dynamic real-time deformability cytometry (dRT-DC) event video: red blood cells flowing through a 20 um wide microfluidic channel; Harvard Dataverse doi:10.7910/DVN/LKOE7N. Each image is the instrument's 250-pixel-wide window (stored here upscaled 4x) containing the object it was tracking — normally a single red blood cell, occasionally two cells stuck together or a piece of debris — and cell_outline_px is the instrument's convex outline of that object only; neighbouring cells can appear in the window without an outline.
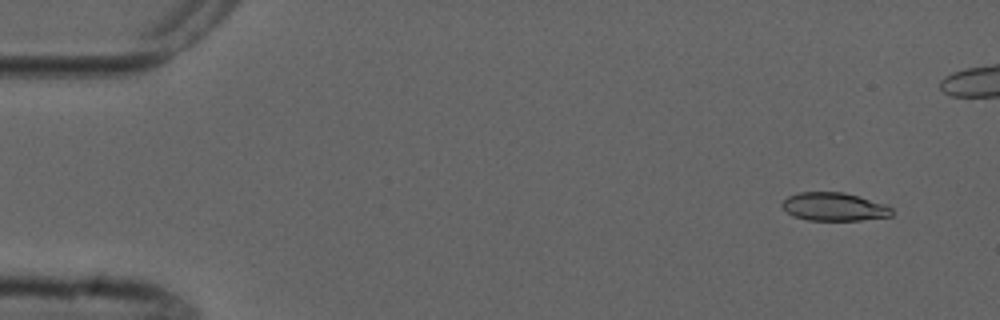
{"species": "common noctule bat (a hibernating species)", "species_latin": "Nyctalus noctula", "temperature_condition": "cold", "stored_images_in_passage": 2, "camera_frame_rate_fps": 3000, "um_per_image_px": 0.085, "animal": {"sex": "male", "forearm_length_mm": 52.5}, "frame": {"image": 1, "passage_image": 2, "time_ms": 1.333, "image_size_px": [1000, 320], "cell_outline_px": [[892, 216], [860, 220], [808, 220], [792, 216], [780, 204], [788, 196], [800, 192], [844, 192], [884, 204], [892, 208]], "centroid_in_image_um": [70.88, 17.57], "position_along_channel_um": 14.1, "area_um2": 17.92}}